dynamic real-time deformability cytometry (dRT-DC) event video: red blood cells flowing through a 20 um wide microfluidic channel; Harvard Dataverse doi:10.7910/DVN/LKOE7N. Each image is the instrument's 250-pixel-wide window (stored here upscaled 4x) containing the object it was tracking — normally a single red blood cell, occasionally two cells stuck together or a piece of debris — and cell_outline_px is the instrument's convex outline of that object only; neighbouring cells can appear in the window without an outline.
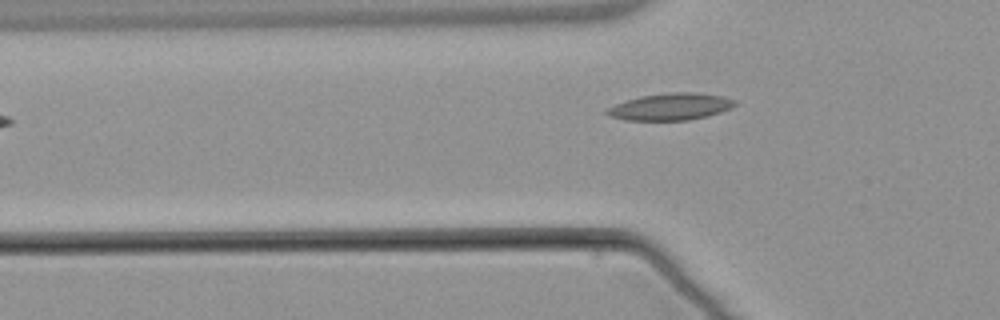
{"species": "common noctule bat (a hibernating species)", "species_latin": "Nyctalus noctula", "temperature_condition": "warm", "stored_images_in_passage": 4, "camera_frame_rate_fps": 3000, "um_per_image_px": 0.085, "animal": {"sex": "male", "body_mass_g": 21.5, "forearm_length_mm": 52.0}, "frame": {"image": 1, "passage_image": 4, "time_ms": 3.667, "image_size_px": [1000, 320], "cell_outline_px": [[736, 104], [732, 108], [708, 116], [688, 120], [628, 120], [612, 116], [604, 112], [608, 108], [616, 104], [640, 96], [672, 92], [696, 92], [724, 96], [736, 100]], "centroid_in_image_um": [57.07, 9.06], "position_along_channel_um": 68.7, "area_um2": 19.94}}